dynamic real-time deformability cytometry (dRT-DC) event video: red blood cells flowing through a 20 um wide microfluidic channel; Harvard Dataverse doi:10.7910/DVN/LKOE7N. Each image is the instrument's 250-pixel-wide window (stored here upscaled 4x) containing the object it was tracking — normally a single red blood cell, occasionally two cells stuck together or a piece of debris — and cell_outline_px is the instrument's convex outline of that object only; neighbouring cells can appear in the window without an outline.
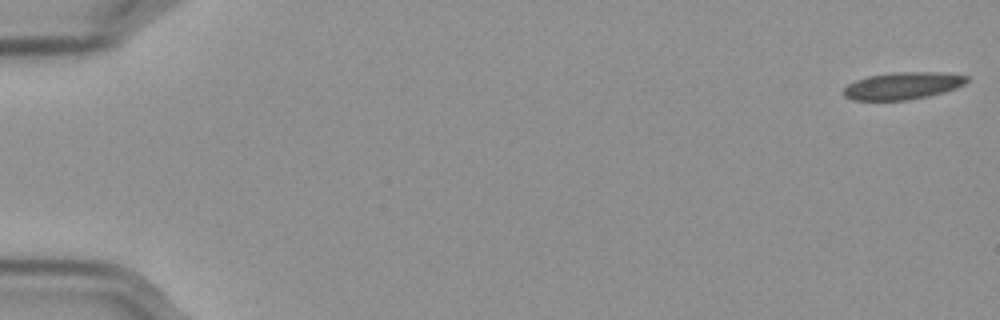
{"species": "Egyptian fruit bat (a non-hibernating species)", "species_latin": "Rousettus aegyptiacus", "temperature_condition": "cold", "stored_images_in_passage": 58, "camera_frame_rate_fps": 3000, "um_per_image_px": 0.085, "frame": {"image": 1, "passage_image": 1, "time_ms": 0.0, "image_size_px": [1000, 320], "cell_outline_px": [[968, 80], [964, 84], [956, 88], [944, 92], [928, 96], [908, 100], [852, 100], [844, 96], [840, 92], [848, 84], [856, 80], [868, 76], [892, 72], [936, 72], [968, 76]], "centroid_in_image_um": [76.69, 7.29], "position_along_channel_um": 8.3, "area_um2": 19.59}}
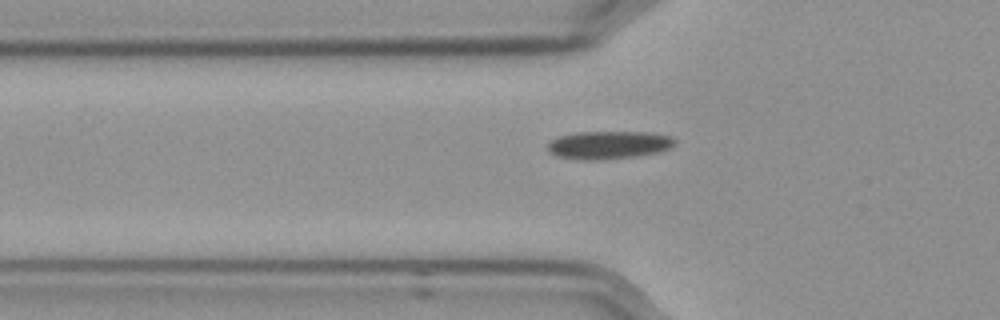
{"frame": {"image": 2, "passage_image": 20, "time_ms": 6.333, "image_size_px": [1000, 320], "cell_outline_px": [[676, 144], [660, 152], [636, 156], [600, 160], [584, 160], [556, 156], [548, 152], [548, 144], [552, 140], [560, 136], [576, 132], [652, 132], [672, 136], [676, 140]], "centroid_in_image_um": [51.77, 12.32], "position_along_channel_um": 74.0, "area_um2": 20.87}}
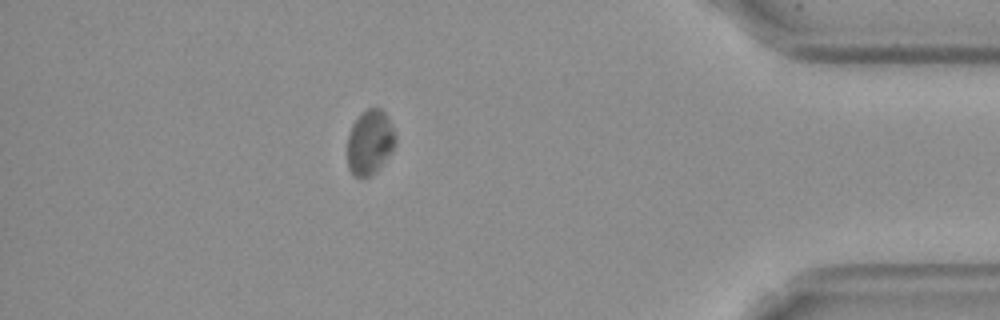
{"frame": {"image": 3, "passage_image": 51, "time_ms": 16.667, "image_size_px": [1000, 320], "cell_outline_px": [[396, 144], [392, 152], [368, 176], [352, 176], [348, 168], [348, 132], [352, 124], [360, 112], [368, 108], [380, 108], [388, 116], [392, 124], [396, 136]], "centroid_in_image_um": [31.43, 12.03], "position_along_channel_um": 403.8, "area_um2": 18.09}, "authors_computed_cell_mechanics": {"area_um2": 19.652, "velocity_mm_per_s": 3.5518, "shape_relaxation_time_tau1_ms": 3.4998, "shape_relaxation_time_tau2_ms": null, "deformation_change_tau1": 0.0985, "deformation_change_tau2": null}}